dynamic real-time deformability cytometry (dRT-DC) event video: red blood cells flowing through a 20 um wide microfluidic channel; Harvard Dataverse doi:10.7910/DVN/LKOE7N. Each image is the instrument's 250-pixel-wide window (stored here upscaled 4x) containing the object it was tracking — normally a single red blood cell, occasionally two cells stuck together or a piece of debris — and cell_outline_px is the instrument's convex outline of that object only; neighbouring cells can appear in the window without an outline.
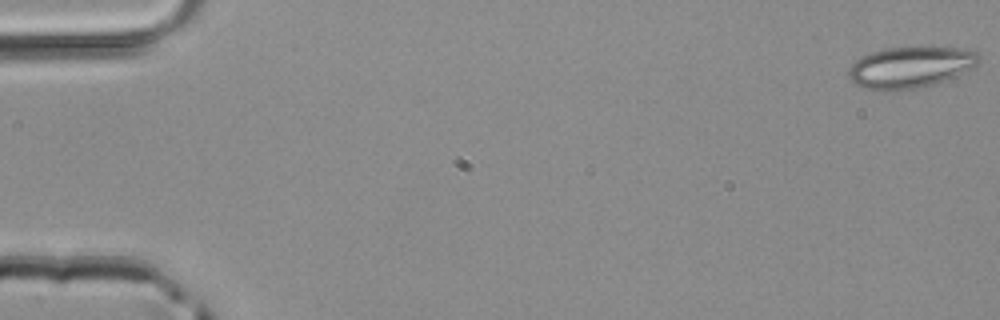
{"species": "common noctule bat (a hibernating species)", "species_latin": "Nyctalus noctula", "temperature_condition": "room temperature", "stored_images_in_passage": 16, "camera_frame_rate_fps": 3000, "um_per_image_px": 0.085, "animal": {"sex": "male", "body_mass_g": 20.4}, "frame": {"image": 1, "passage_image": 1, "time_ms": 0.0, "image_size_px": [1000, 320], "cell_outline_px": [[980, 60], [972, 68], [956, 76], [924, 88], [888, 92], [884, 92], [868, 88], [856, 84], [848, 76], [848, 68], [860, 56], [884, 48], [964, 48], [976, 52], [980, 56]], "centroid_in_image_um": [77.37, 5.74], "position_along_channel_um": 7.6, "area_um2": 31.5}}
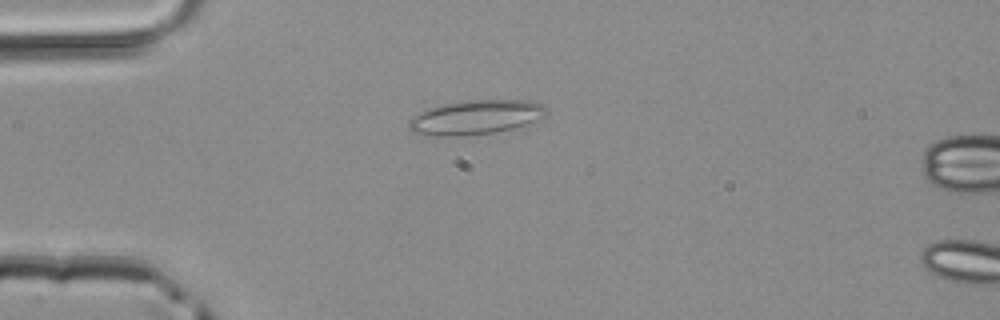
{"frame": {"image": 2, "passage_image": 13, "time_ms": 4.0, "image_size_px": [1000, 320], "cell_outline_px": [[548, 116], [512, 128], [496, 132], [464, 136], [416, 136], [408, 128], [408, 120], [412, 116], [428, 108], [460, 100], [528, 100], [544, 104], [548, 108]], "centroid_in_image_um": [40.4, 9.97], "position_along_channel_um": 44.6, "area_um2": 28.15}}